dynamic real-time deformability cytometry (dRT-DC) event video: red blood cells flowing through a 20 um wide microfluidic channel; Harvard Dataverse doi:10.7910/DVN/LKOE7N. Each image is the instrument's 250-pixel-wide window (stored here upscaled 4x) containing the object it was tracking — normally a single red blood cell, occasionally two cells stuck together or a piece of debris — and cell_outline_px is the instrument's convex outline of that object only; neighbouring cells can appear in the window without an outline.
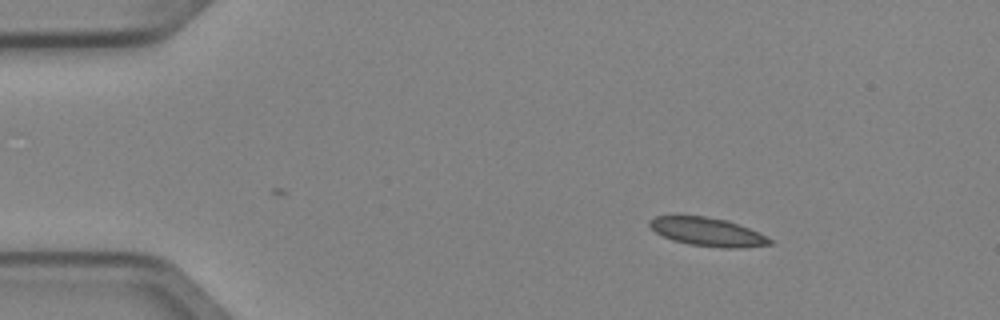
{"species": "Egyptian fruit bat (a non-hibernating species)", "species_latin": "Rousettus aegyptiacus", "temperature_condition": "cold", "stored_images_in_passage": 3, "camera_frame_rate_fps": 3000, "um_per_image_px": 0.085, "animal": {"sex": "female"}, "frame": {"image": 1, "passage_image": 1, "time_ms": 0.0, "image_size_px": [1000, 320], "cell_outline_px": [[772, 244], [744, 248], [720, 248], [688, 244], [672, 240], [656, 232], [648, 224], [648, 220], [656, 216], [704, 216], [728, 220], [768, 236], [772, 240]], "centroid_in_image_um": [60.16, 19.72], "position_along_channel_um": 24.8, "area_um2": 20.0}}